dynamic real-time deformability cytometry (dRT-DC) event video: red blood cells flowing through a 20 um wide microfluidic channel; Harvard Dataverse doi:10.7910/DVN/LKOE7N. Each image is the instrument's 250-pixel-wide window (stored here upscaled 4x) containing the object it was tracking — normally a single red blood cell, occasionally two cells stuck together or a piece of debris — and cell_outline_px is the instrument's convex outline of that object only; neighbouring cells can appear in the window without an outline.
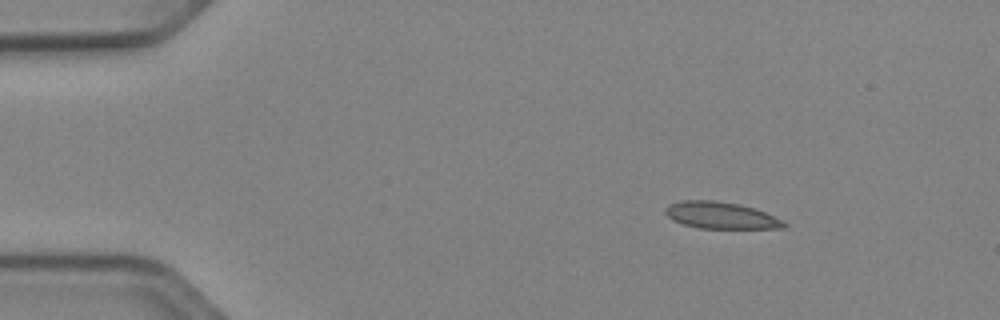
{"species": "Egyptian fruit bat (a non-hibernating species)", "species_latin": "Rousettus aegyptiacus", "temperature_condition": "cold", "stored_images_in_passage": 46, "camera_frame_rate_fps": 3000, "um_per_image_px": 0.085, "animal": {"sex": "female"}, "frame": {"image": 1, "passage_image": 1, "time_ms": 0.0, "image_size_px": [1000, 320], "cell_outline_px": [[788, 224], [784, 228], [696, 228], [672, 220], [664, 212], [664, 208], [680, 200], [712, 200], [740, 204], [764, 212], [784, 220]], "centroid_in_image_um": [61.26, 18.31], "position_along_channel_um": 23.7, "area_um2": 18.44}}
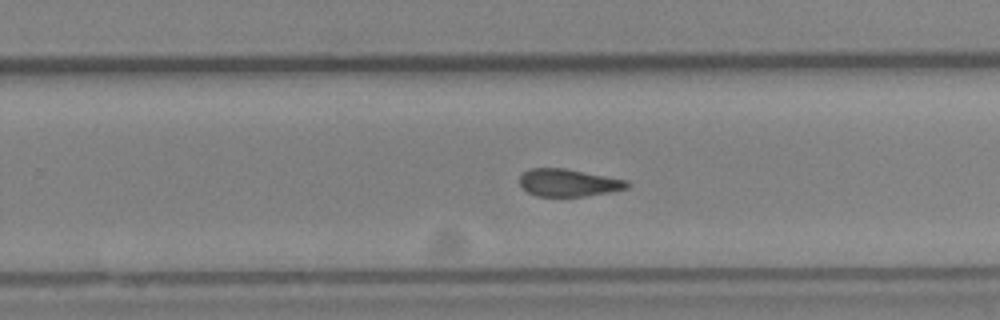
{"frame": {"image": 2, "passage_image": 27, "time_ms": 8.667, "image_size_px": [1000, 320], "cell_outline_px": [[632, 184], [628, 188], [608, 192], [584, 196], [536, 196], [528, 192], [520, 184], [520, 176], [528, 168], [564, 168], [628, 180]], "centroid_in_image_um": [48.33, 15.52], "position_along_channel_um": 281.5, "area_um2": 17.17}}
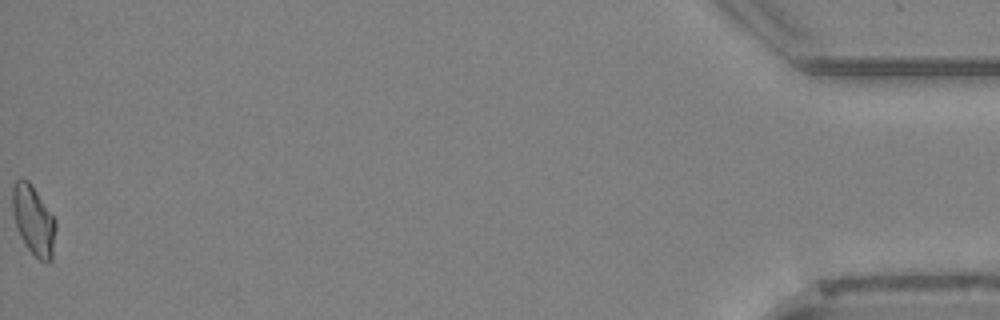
{"frame": {"image": 3, "passage_image": 46, "time_ms": 15.0, "image_size_px": [1000, 320], "cell_outline_px": [[56, 228], [52, 260], [48, 264], [40, 260], [24, 244], [20, 236], [12, 212], [12, 188], [16, 180], [20, 176], [28, 180], [56, 220]], "centroid_in_image_um": [2.85, 18.72], "position_along_channel_um": 432.4, "area_um2": 17.57}, "authors_computed_cell_mechanics": {"area_um2": 18.0336, "velocity_mm_per_s": 3.912, "shape_relaxation_time_tau1_ms": null, "shape_relaxation_time_tau2_ms": 2.3441, "deformation_change_tau1": null, "deformation_change_tau2": 0.0922}}